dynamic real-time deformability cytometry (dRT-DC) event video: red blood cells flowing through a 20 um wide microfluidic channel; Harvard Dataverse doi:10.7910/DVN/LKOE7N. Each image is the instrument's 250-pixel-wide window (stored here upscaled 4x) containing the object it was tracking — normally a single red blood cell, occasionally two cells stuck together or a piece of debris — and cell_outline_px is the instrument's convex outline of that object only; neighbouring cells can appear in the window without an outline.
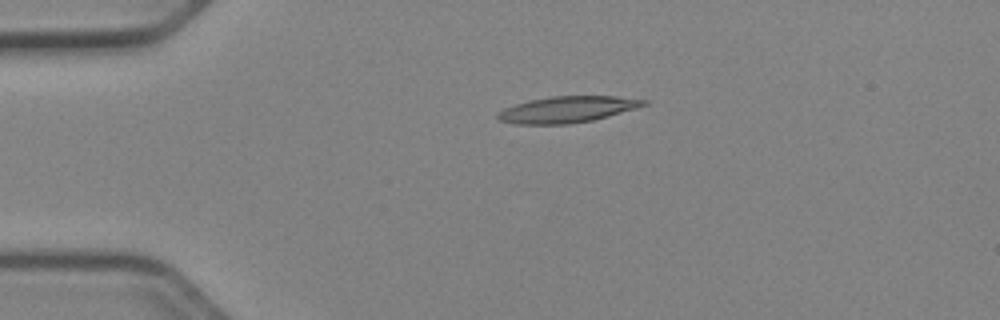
{"species": "Egyptian fruit bat (a non-hibernating species)", "species_latin": "Rousettus aegyptiacus", "temperature_condition": "cold", "stored_images_in_passage": 41, "camera_frame_rate_fps": 3000, "um_per_image_px": 0.085, "animal": {"sex": "female"}, "frame": {"image": 1, "passage_image": 1, "time_ms": 0.0, "image_size_px": [1000, 320], "cell_outline_px": [[648, 104], [636, 108], [592, 120], [568, 124], [516, 124], [496, 120], [496, 112], [504, 108], [528, 100], [552, 96], [616, 96], [648, 100]], "centroid_in_image_um": [48.16, 9.3], "position_along_channel_um": 36.8, "area_um2": 22.37}}
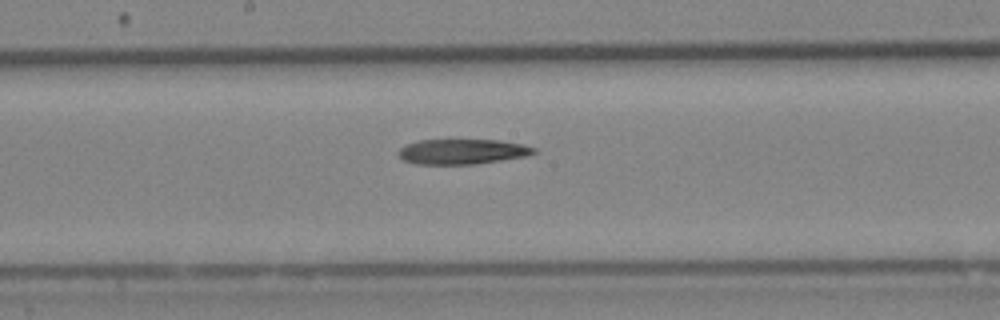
{"frame": {"image": 2, "passage_image": 17, "time_ms": 5.333, "image_size_px": [1000, 320], "cell_outline_px": [[536, 152], [524, 156], [476, 164], [416, 164], [404, 160], [400, 156], [400, 148], [408, 144], [420, 140], [500, 140], [520, 144], [536, 148]], "centroid_in_image_um": [39.3, 12.88], "position_along_channel_um": 208.9, "area_um2": 19.48}}
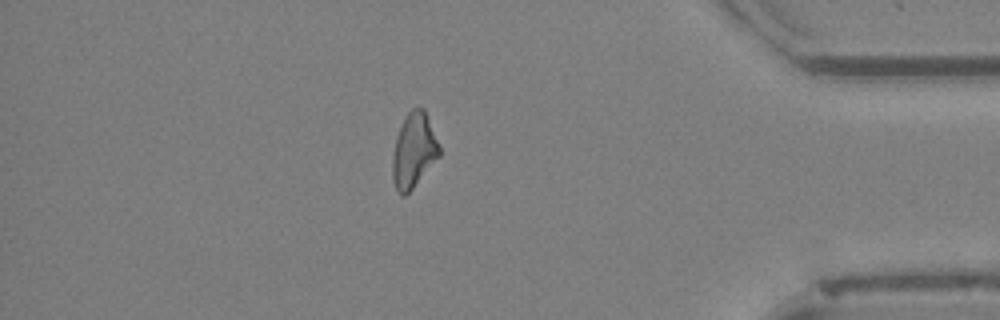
{"frame": {"image": 3, "passage_image": 34, "time_ms": 11.0, "image_size_px": [1000, 320], "cell_outline_px": [[440, 156], [412, 188], [404, 196], [400, 196], [396, 188], [392, 176], [392, 156], [396, 140], [404, 116], [412, 108], [424, 108], [440, 144]], "centroid_in_image_um": [35.18, 12.78], "position_along_channel_um": 400.0, "area_um2": 20.29}}